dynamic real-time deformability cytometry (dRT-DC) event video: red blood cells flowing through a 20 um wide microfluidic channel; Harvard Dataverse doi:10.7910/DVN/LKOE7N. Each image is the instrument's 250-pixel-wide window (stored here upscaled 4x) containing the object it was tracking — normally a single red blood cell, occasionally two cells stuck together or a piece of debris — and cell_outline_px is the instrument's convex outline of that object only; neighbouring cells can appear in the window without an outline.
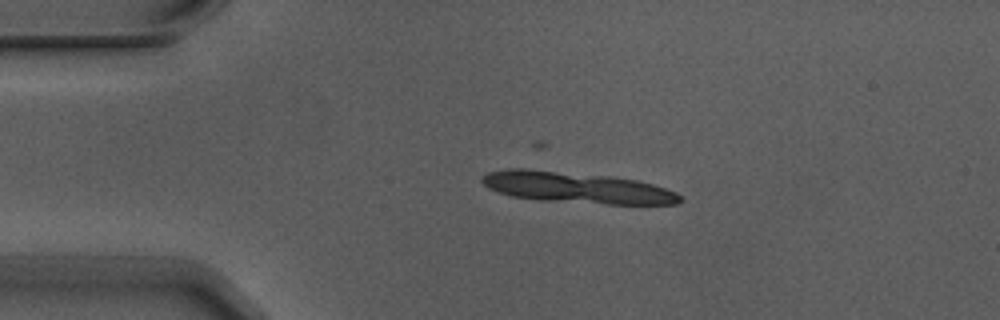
{"species": "Egyptian fruit bat (a non-hibernating species)", "species_latin": "Rousettus aegyptiacus", "temperature_condition": "warm", "stored_images_in_passage": 7, "segment_of_instrument_passage": [1, 2], "camera_frame_rate_fps": 3000, "um_per_image_px": 0.085, "animal": {"sex": "male"}, "frame": {"image": 1, "passage_image": 3, "time_ms": 0.667, "image_size_px": [1000, 320], "cell_outline_px": [[684, 200], [680, 204], [608, 204], [540, 200], [512, 196], [488, 188], [480, 180], [488, 172], [508, 168], [524, 168], [608, 176], [636, 180], [652, 184], [676, 192]], "centroid_in_image_um": [49.03, 15.95], "position_along_channel_um": 36.0, "area_um2": 35.66}}